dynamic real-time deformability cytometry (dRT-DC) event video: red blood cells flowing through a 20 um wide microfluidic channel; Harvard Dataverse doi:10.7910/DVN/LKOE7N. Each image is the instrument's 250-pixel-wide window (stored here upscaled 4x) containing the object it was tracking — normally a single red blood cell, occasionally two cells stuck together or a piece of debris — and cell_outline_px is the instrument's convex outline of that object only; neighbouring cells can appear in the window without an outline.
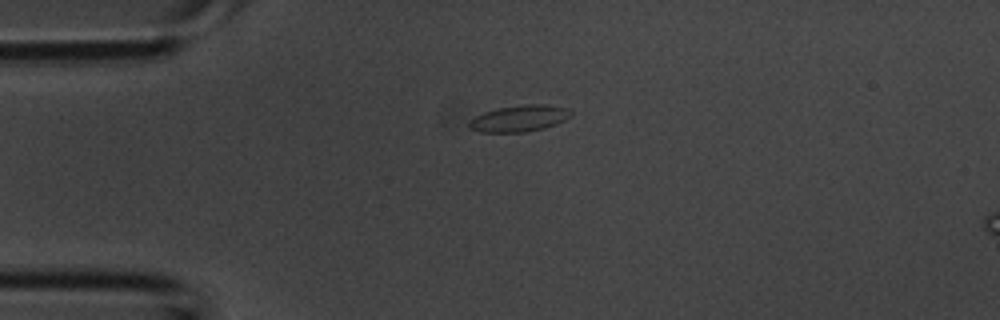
{"species": "common noctule bat (a hibernating species)", "species_latin": "Nyctalus noctula", "temperature_condition": "room temperature", "stored_images_in_passage": 3, "camera_frame_rate_fps": 3000, "um_per_image_px": 0.085, "animal": {"sex": "male", "body_mass_g": 20.1, "forearm_length_mm": 53.5}, "frame": {"image": 1, "passage_image": 3, "time_ms": 0.667, "image_size_px": [1000, 320], "cell_outline_px": [[572, 116], [556, 124], [544, 128], [524, 132], [480, 132], [468, 128], [468, 124], [476, 116], [484, 112], [496, 108], [524, 104], [544, 104], [568, 108], [572, 112]], "centroid_in_image_um": [44.16, 10.06], "position_along_channel_um": 40.8, "area_um2": 15.72}}